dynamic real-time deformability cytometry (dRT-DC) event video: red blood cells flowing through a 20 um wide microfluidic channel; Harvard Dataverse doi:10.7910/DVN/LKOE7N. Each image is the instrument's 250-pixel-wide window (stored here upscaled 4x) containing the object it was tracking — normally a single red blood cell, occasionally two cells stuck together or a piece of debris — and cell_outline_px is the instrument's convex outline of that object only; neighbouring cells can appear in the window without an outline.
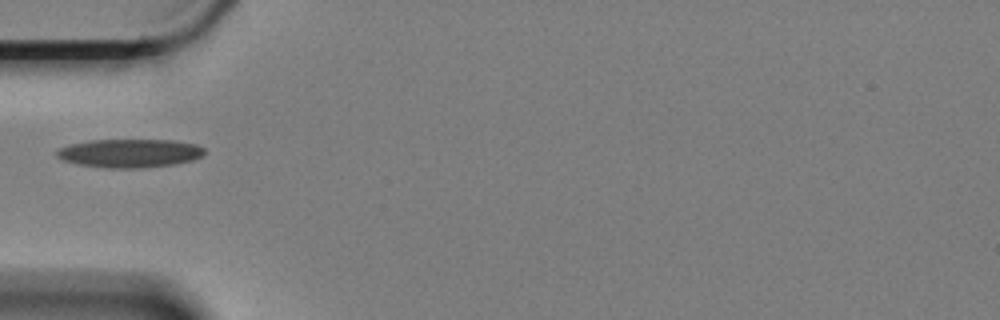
{"species": "Egyptian fruit bat (a non-hibernating species)", "species_latin": "Rousettus aegyptiacus", "temperature_condition": "cold", "stored_images_in_passage": 4, "camera_frame_rate_fps": 3000, "um_per_image_px": 0.085, "animal": {"sex": "female"}, "frame": {"image": 1, "passage_image": 4, "time_ms": 1.0, "image_size_px": [1000, 320], "cell_outline_px": [[204, 152], [200, 156], [192, 160], [172, 164], [140, 168], [108, 168], [80, 164], [64, 160], [56, 156], [56, 152], [60, 148], [68, 144], [92, 140], [176, 140], [196, 144], [204, 148]], "centroid_in_image_um": [11.02, 13.01], "position_along_channel_um": 74.0, "area_um2": 24.33}}